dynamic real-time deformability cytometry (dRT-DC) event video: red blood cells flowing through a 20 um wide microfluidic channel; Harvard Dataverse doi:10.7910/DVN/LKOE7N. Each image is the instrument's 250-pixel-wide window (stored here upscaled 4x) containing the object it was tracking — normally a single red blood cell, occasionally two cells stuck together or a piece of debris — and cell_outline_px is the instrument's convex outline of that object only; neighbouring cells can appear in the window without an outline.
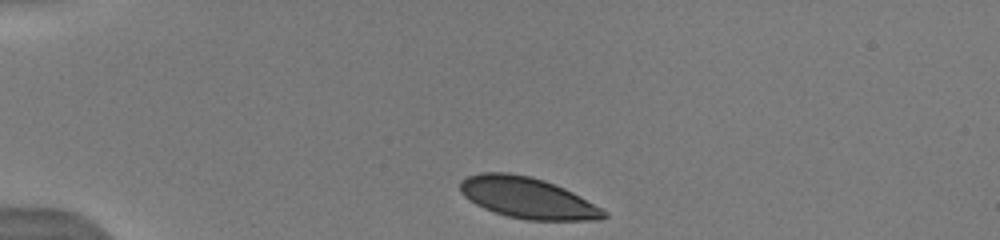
{"species": "human", "species_latin": "Homo sapiens", "temperature_condition": "warm", "stored_images_in_passage": 9, "camera_frame_rate_fps": 3000, "um_per_image_px": 0.085, "donor": {"sex": "male"}, "frame": {"image": 1, "passage_image": 1, "time_ms": 0.0, "image_size_px": [1000, 240], "cell_outline_px": [[608, 216], [600, 220], [528, 220], [508, 216], [484, 208], [476, 204], [464, 196], [460, 192], [460, 180], [468, 176], [480, 172], [508, 172], [532, 176], [544, 180], [564, 188], [580, 196], [608, 212]], "centroid_in_image_um": [44.84, 16.81], "position_along_channel_um": 40.2, "area_um2": 34.33}}
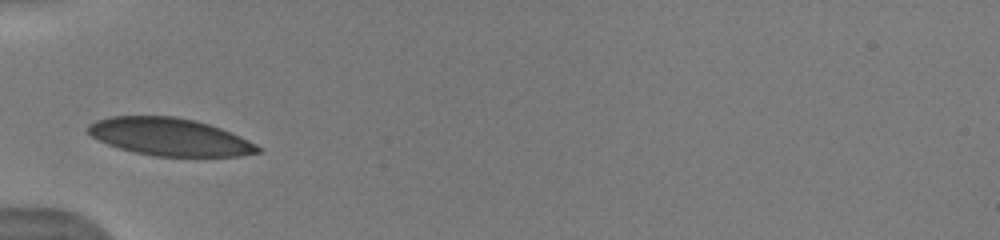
{"frame": {"image": 2, "passage_image": 3, "time_ms": 2.0, "image_size_px": [1000, 240], "cell_outline_px": [[264, 152], [240, 156], [156, 156], [136, 152], [120, 148], [108, 144], [92, 136], [88, 132], [88, 124], [96, 120], [112, 116], [176, 116], [196, 120], [220, 128], [240, 136], [264, 148]], "centroid_in_image_um": [14.48, 11.63], "position_along_channel_um": 70.5, "area_um2": 37.11}}
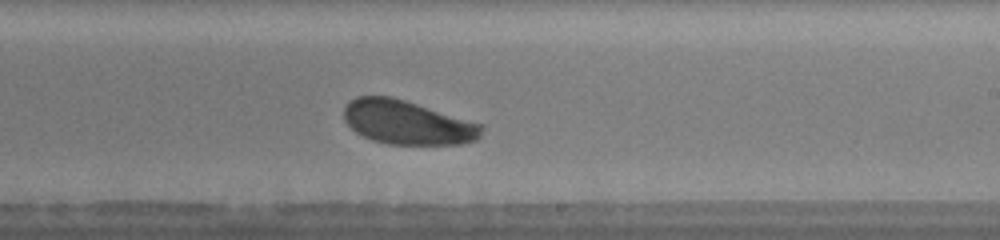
{"frame": {"image": 3, "passage_image": 9, "time_ms": 6.667, "image_size_px": [1000, 240], "cell_outline_px": [[484, 128], [480, 136], [476, 140], [460, 144], [388, 144], [372, 140], [356, 132], [344, 120], [344, 108], [348, 100], [356, 96], [392, 96], [484, 124]], "centroid_in_image_um": [34.63, 10.4], "position_along_channel_um": 254.4, "area_um2": 35.43}}